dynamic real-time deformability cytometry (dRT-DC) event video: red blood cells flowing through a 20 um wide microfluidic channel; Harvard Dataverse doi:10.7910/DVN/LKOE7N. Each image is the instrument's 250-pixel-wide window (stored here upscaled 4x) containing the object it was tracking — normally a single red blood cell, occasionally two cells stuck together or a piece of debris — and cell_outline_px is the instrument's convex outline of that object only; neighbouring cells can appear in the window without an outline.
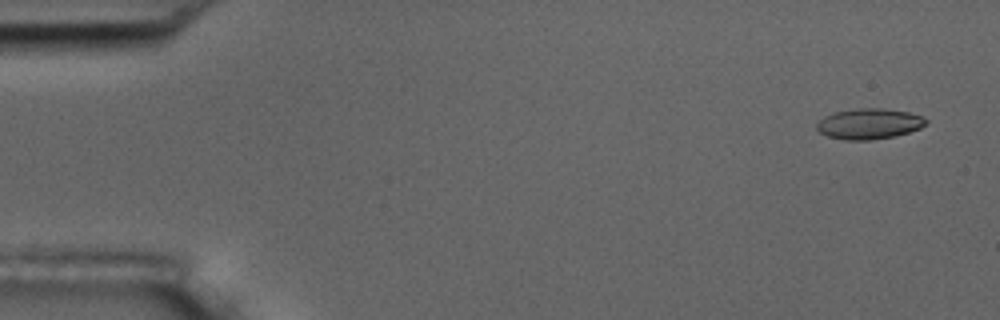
{"species": "common noctule bat (a hibernating species)", "species_latin": "Nyctalus noctula", "temperature_condition": "room temperature", "stored_images_in_passage": 5, "camera_frame_rate_fps": 3000, "um_per_image_px": 0.085, "animal": {"sex": "male", "body_mass_g": 17.5, "forearm_length_mm": 52.3}, "frame": {"image": 1, "passage_image": 1, "time_ms": 0.0, "image_size_px": [1000, 320], "cell_outline_px": [[928, 120], [920, 128], [896, 136], [872, 140], [844, 140], [828, 136], [820, 132], [816, 128], [816, 124], [824, 116], [832, 112], [856, 108], [884, 108], [908, 112], [920, 116]], "centroid_in_image_um": [73.84, 10.52], "position_along_channel_um": 11.2, "area_um2": 19.54}}
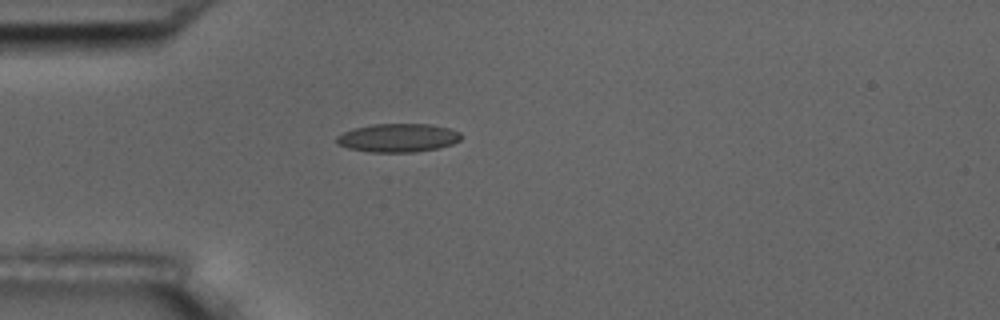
{"frame": {"image": 2, "passage_image": 4, "time_ms": 1.0, "image_size_px": [1000, 320], "cell_outline_px": [[460, 140], [452, 144], [436, 148], [416, 152], [368, 152], [348, 148], [336, 144], [336, 136], [352, 128], [372, 124], [432, 124], [448, 128], [460, 132]], "centroid_in_image_um": [33.79, 11.71], "position_along_channel_um": 51.2, "area_um2": 20.75}}